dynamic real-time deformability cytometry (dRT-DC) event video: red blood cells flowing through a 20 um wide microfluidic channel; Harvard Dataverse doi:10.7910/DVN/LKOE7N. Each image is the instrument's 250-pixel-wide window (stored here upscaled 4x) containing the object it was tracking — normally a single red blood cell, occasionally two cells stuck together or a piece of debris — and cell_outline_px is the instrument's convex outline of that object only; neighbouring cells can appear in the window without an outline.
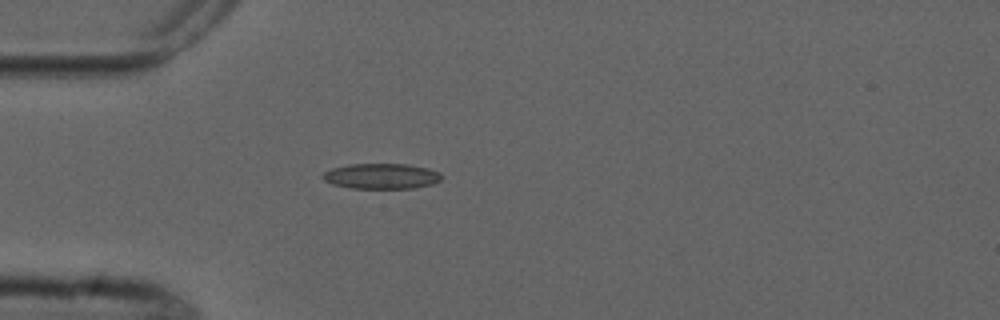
{"species": "common noctule bat (a hibernating species)", "species_latin": "Nyctalus noctula", "temperature_condition": "cold", "stored_images_in_passage": 5, "camera_frame_rate_fps": 3000, "um_per_image_px": 0.085, "animal": {"sex": "male", "forearm_length_mm": 52.5}, "frame": {"image": 1, "passage_image": 5, "time_ms": 4.667, "image_size_px": [1000, 320], "cell_outline_px": [[440, 180], [432, 184], [416, 188], [352, 188], [332, 184], [324, 180], [320, 176], [324, 172], [332, 168], [348, 164], [404, 164], [428, 168], [440, 172]], "centroid_in_image_um": [32.39, 14.97], "position_along_channel_um": 52.6, "area_um2": 17.57}}